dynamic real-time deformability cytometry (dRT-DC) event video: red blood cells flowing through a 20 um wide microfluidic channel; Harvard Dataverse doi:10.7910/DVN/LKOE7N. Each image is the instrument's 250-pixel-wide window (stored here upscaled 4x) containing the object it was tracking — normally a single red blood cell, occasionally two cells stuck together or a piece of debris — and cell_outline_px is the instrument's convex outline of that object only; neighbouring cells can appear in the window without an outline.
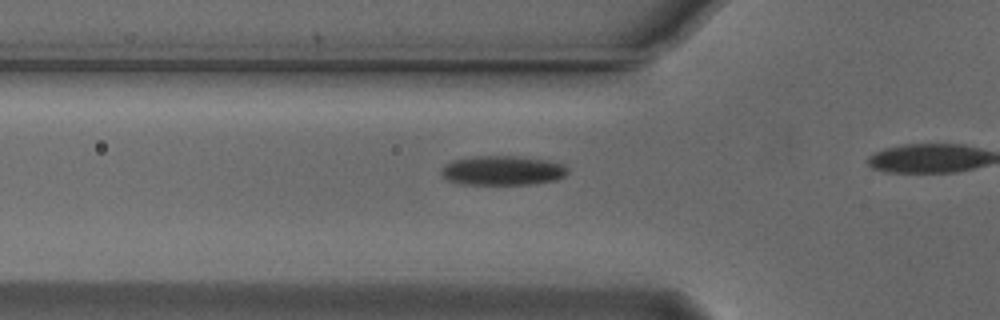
{"species": "Egyptian fruit bat (a non-hibernating species)", "species_latin": "Rousettus aegyptiacus", "temperature_condition": "cold", "stored_images_in_passage": 17, "camera_frame_rate_fps": 3000, "um_per_image_px": 0.085, "animal": {"sex": "male"}, "frame": {"image": 1, "passage_image": 12, "time_ms": 3.667, "image_size_px": [1000, 320], "cell_outline_px": [[568, 172], [564, 176], [556, 180], [528, 184], [460, 184], [448, 180], [440, 172], [440, 168], [444, 164], [452, 160], [476, 156], [516, 156], [548, 160], [564, 164], [568, 168]], "centroid_in_image_um": [42.7, 14.48], "position_along_channel_um": 83.1, "area_um2": 21.79}}
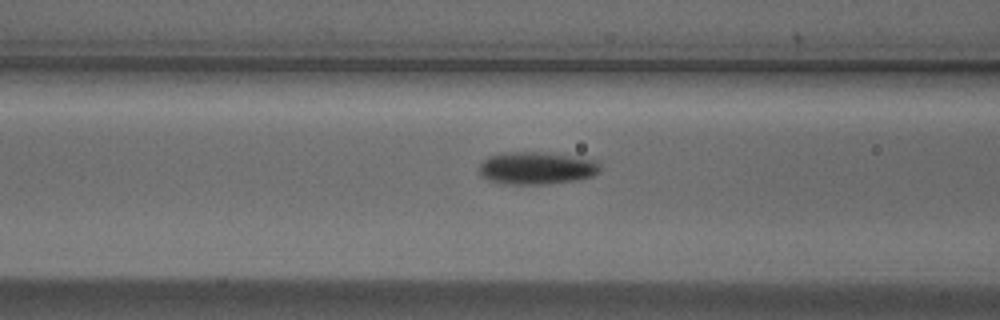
{"frame": {"image": 2, "passage_image": 15, "time_ms": 4.667, "image_size_px": [1000, 320], "cell_outline_px": [[600, 172], [592, 176], [580, 180], [548, 184], [504, 184], [488, 180], [480, 176], [480, 164], [488, 156], [504, 152], [540, 152], [596, 160], [600, 164]], "centroid_in_image_um": [45.6, 14.3], "position_along_channel_um": 121.0, "area_um2": 23.0}}